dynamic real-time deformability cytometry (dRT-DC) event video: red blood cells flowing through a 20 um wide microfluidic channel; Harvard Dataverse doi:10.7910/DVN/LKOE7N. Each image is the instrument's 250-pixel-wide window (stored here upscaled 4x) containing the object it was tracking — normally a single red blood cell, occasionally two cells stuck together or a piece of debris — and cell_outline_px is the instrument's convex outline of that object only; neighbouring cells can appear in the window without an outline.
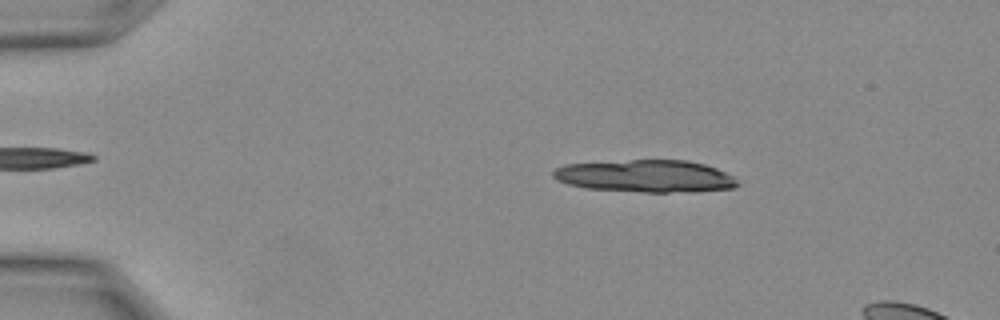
{"species": "Egyptian fruit bat (a non-hibernating species)", "species_latin": "Rousettus aegyptiacus", "temperature_condition": "warm", "stored_images_in_passage": 8, "camera_frame_rate_fps": 3000, "um_per_image_px": 0.085, "animal": {"sex": "female"}, "frame": {"image": 1, "passage_image": 4, "time_ms": 1.0, "image_size_px": [1000, 320], "cell_outline_px": [[736, 184], [732, 188], [696, 192], [644, 192], [584, 188], [568, 184], [556, 180], [552, 176], [552, 172], [556, 168], [564, 164], [632, 160], [688, 160], [704, 164], [716, 168], [732, 176], [736, 180]], "centroid_in_image_um": [54.84, 14.97], "position_along_channel_um": 30.2, "area_um2": 34.74}}